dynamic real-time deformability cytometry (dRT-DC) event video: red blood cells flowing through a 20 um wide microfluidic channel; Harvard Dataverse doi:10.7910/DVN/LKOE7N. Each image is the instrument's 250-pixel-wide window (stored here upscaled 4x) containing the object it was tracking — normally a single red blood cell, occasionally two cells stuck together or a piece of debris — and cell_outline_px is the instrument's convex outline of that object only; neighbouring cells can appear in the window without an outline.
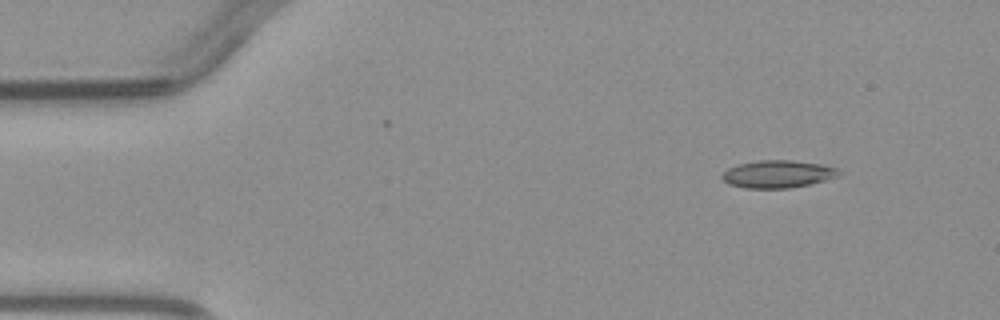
{"species": "common noctule bat (a hibernating species)", "species_latin": "Nyctalus noctula", "temperature_condition": "warm", "stored_images_in_passage": 5, "camera_frame_rate_fps": 3000, "um_per_image_px": 0.085, "animal": {"sex": "male", "body_mass_g": 23.1, "forearm_length_mm": 52.7}, "frame": {"image": 1, "passage_image": 2, "time_ms": 1.667, "image_size_px": [1000, 320], "cell_outline_px": [[844, 172], [840, 176], [808, 184], [788, 188], [744, 188], [728, 184], [720, 176], [728, 168], [740, 164], [756, 160], [792, 160], [820, 164], [836, 168]], "centroid_in_image_um": [66.12, 14.79], "position_along_channel_um": 18.9, "area_um2": 18.73}}
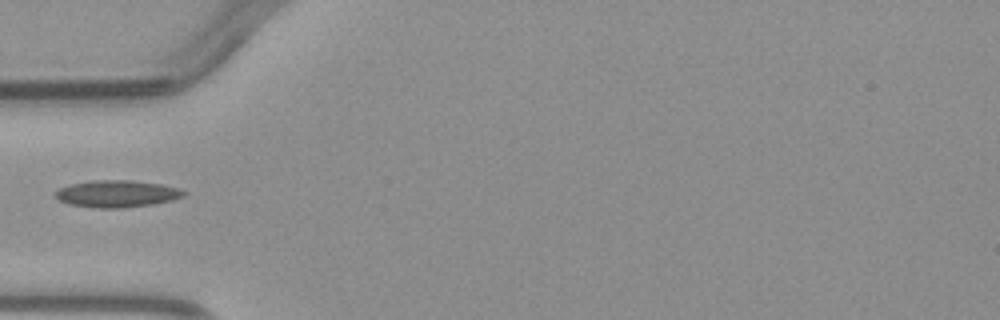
{"frame": {"image": 2, "passage_image": 4, "time_ms": 5.0, "image_size_px": [1000, 320], "cell_outline_px": [[188, 192], [184, 196], [172, 200], [152, 204], [120, 208], [96, 208], [68, 204], [52, 196], [52, 192], [68, 184], [92, 180], [128, 180], [160, 184], [176, 188]], "centroid_in_image_um": [9.86, 16.47], "position_along_channel_um": 75.1, "area_um2": 20.29}}
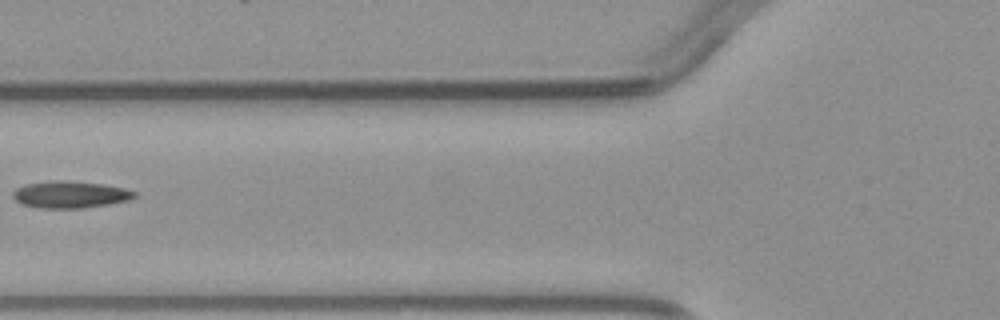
{"frame": {"image": 3, "passage_image": 5, "time_ms": 6.0, "image_size_px": [1000, 320], "cell_outline_px": [[136, 196], [132, 200], [108, 204], [80, 208], [40, 208], [24, 204], [16, 200], [12, 196], [12, 192], [16, 188], [28, 184], [56, 180], [60, 180], [100, 184], [124, 188], [136, 192]], "centroid_in_image_um": [5.98, 16.54], "position_along_channel_um": 119.8, "area_um2": 18.79}}